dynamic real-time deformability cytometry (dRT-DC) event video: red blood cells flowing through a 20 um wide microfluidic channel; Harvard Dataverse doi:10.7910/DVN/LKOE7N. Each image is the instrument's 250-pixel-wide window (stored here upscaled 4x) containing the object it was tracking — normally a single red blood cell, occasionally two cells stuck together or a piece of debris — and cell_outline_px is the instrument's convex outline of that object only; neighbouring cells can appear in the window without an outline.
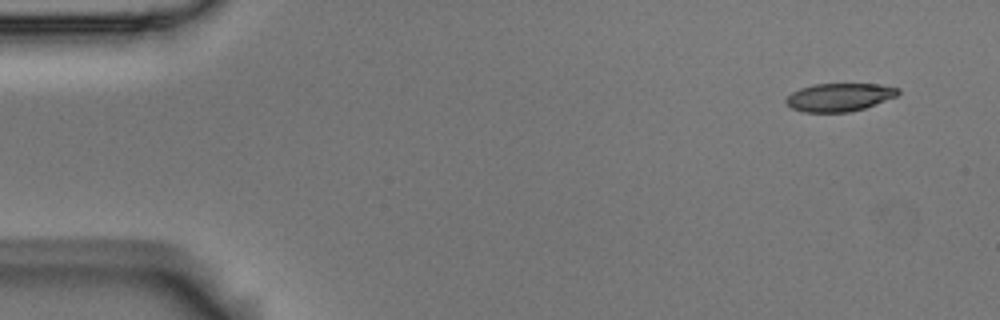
{"species": "Egyptian fruit bat (a non-hibernating species)", "species_latin": "Rousettus aegyptiacus", "temperature_condition": "room temperature", "stored_images_in_passage": 6, "camera_frame_rate_fps": 3000, "um_per_image_px": 0.085, "animal": {"sex": "male"}, "frame": {"image": 1, "passage_image": 1, "time_ms": 0.0, "image_size_px": [1000, 320], "cell_outline_px": [[900, 92], [896, 96], [864, 108], [848, 112], [804, 112], [792, 108], [784, 100], [792, 92], [800, 88], [812, 84], [880, 84], [900, 88]], "centroid_in_image_um": [71.34, 8.25], "position_along_channel_um": 13.7, "area_um2": 18.26}}
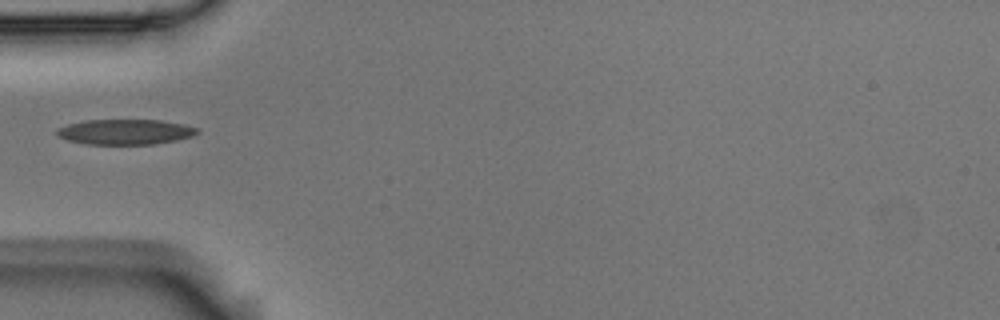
{"frame": {"image": 2, "passage_image": 5, "time_ms": 1.333, "image_size_px": [1000, 320], "cell_outline_px": [[200, 132], [192, 136], [176, 140], [152, 144], [84, 144], [68, 140], [56, 136], [56, 128], [68, 124], [84, 120], [160, 120], [184, 124], [200, 128]], "centroid_in_image_um": [10.64, 11.2], "position_along_channel_um": 74.4, "area_um2": 20.81}}
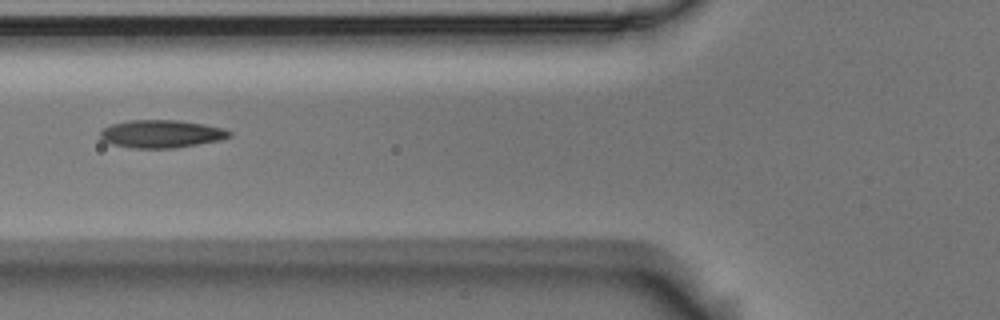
{"frame": {"image": 3, "passage_image": 6, "time_ms": 1.667, "image_size_px": [1000, 320], "cell_outline_px": [[232, 136], [220, 140], [176, 148], [132, 148], [112, 144], [100, 140], [100, 132], [104, 128], [112, 124], [128, 120], [180, 120], [204, 124], [224, 128], [232, 132]], "centroid_in_image_um": [13.72, 11.38], "position_along_channel_um": 112.1, "area_um2": 21.1}}